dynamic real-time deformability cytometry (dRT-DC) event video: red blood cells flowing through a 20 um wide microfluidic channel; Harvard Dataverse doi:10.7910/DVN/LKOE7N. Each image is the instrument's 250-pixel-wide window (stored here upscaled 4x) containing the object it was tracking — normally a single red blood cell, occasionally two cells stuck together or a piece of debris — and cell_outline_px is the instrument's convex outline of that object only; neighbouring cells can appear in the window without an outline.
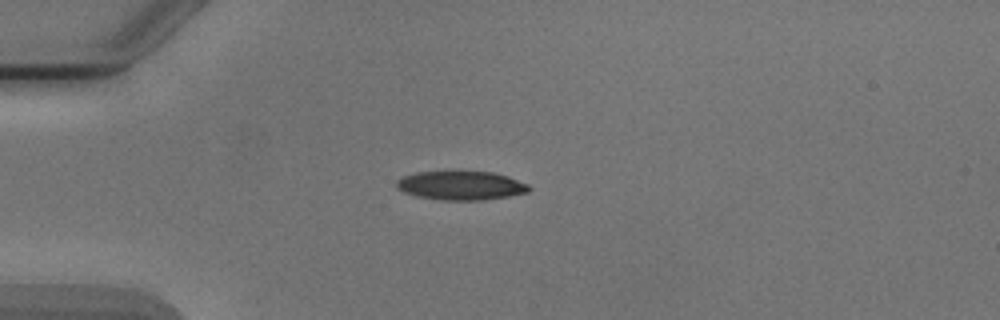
{"species": "Egyptian fruit bat (a non-hibernating species)", "species_latin": "Rousettus aegyptiacus", "temperature_condition": "cold", "stored_images_in_passage": 3, "camera_frame_rate_fps": 3000, "um_per_image_px": 0.085, "animal": {"sex": "male"}, "frame": {"image": 1, "passage_image": 1, "time_ms": 0.0, "image_size_px": [1000, 320], "cell_outline_px": [[532, 188], [528, 192], [508, 196], [484, 200], [444, 200], [416, 196], [404, 192], [396, 188], [396, 180], [404, 176], [416, 172], [456, 168], [492, 172], [508, 176], [528, 184]], "centroid_in_image_um": [39.16, 15.71], "position_along_channel_um": 45.8, "area_um2": 23.29}}
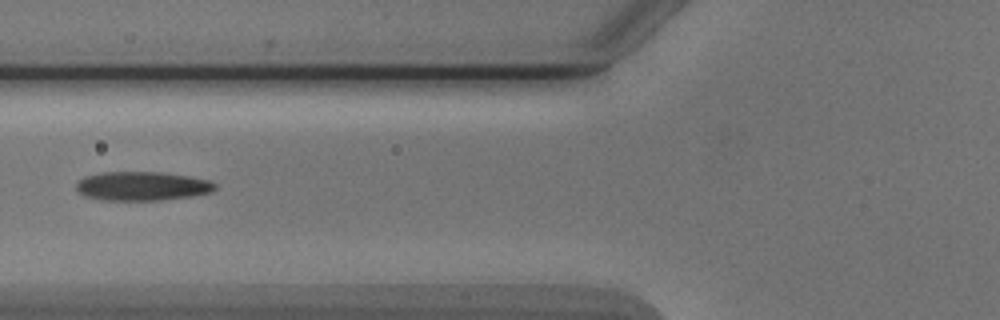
{"frame": {"image": 2, "passage_image": 3, "time_ms": 2.333, "image_size_px": [1000, 320], "cell_outline_px": [[216, 188], [212, 192], [192, 196], [160, 200], [104, 200], [84, 196], [76, 188], [76, 184], [84, 176], [100, 172], [160, 172], [188, 176], [208, 180], [216, 184]], "centroid_in_image_um": [12.07, 15.81], "position_along_channel_um": 113.7, "area_um2": 23.41}}